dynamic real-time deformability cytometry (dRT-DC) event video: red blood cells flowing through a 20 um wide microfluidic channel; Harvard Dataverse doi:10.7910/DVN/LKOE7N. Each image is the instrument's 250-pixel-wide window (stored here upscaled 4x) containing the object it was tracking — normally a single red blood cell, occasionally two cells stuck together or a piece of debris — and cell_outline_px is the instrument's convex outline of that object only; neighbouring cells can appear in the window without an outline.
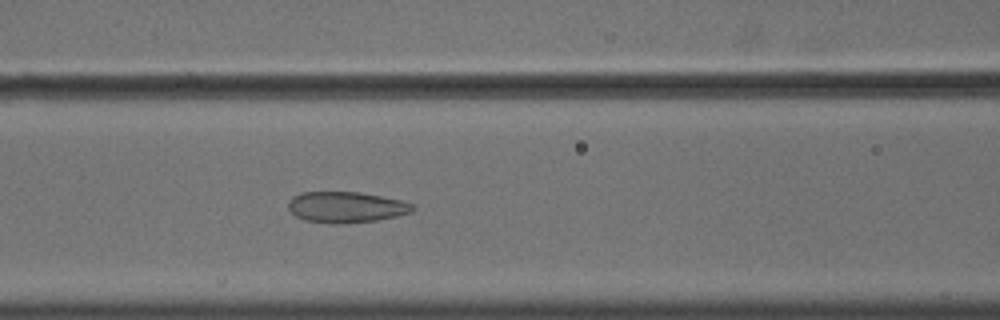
{"species": "common noctule bat (a hibernating species)", "species_latin": "Nyctalus noctula", "temperature_condition": "cold", "stored_images_in_passage": 43, "camera_frame_rate_fps": 3000, "um_per_image_px": 0.085, "animal": {"sex": "male", "body_mass_g": 18.8}, "frame": {"image": 1, "passage_image": 12, "time_ms": 3.667, "image_size_px": [1000, 320], "cell_outline_px": [[416, 208], [412, 212], [396, 216], [376, 220], [340, 224], [332, 224], [304, 220], [296, 216], [288, 208], [288, 204], [292, 196], [300, 192], [360, 192], [400, 200], [412, 204]], "centroid_in_image_um": [29.4, 17.61], "position_along_channel_um": 137.2, "area_um2": 22.43}}
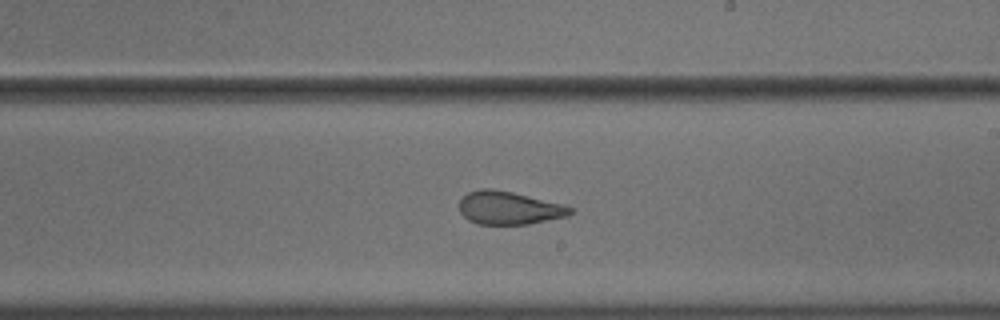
{"frame": {"image": 2, "passage_image": 21, "time_ms": 6.667, "image_size_px": [1000, 320], "cell_outline_px": [[576, 208], [568, 216], [528, 224], [476, 224], [468, 220], [460, 212], [460, 200], [468, 192], [480, 188], [492, 188], [512, 192], [564, 204]], "centroid_in_image_um": [43.28, 17.67], "position_along_channel_um": 245.7, "area_um2": 21.5}}
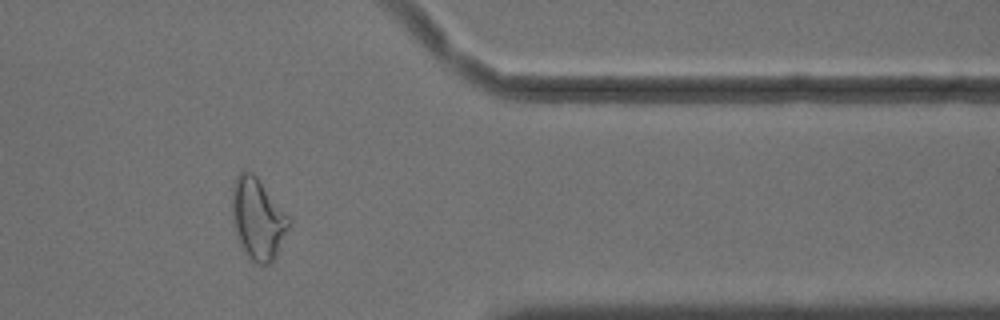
{"frame": {"image": 3, "passage_image": 34, "time_ms": 11.0, "image_size_px": [1000, 320], "cell_outline_px": [[292, 220], [276, 256], [272, 264], [256, 264], [248, 256], [240, 244], [236, 232], [232, 216], [232, 188], [236, 176], [244, 168], [252, 172], [256, 176]], "centroid_in_image_um": [21.91, 18.58], "position_along_channel_um": 389.5, "area_um2": 26.82}, "authors_computed_cell_mechanics": {"area_um2": 22.831, "velocity_mm_per_s": 3.6215, "shape_relaxation_time_tau1_ms": 8.1368, "shape_relaxation_time_tau2_ms": 1.5855, "deformation_change_tau1": 0.1938, "deformation_change_tau2": 0.084}}